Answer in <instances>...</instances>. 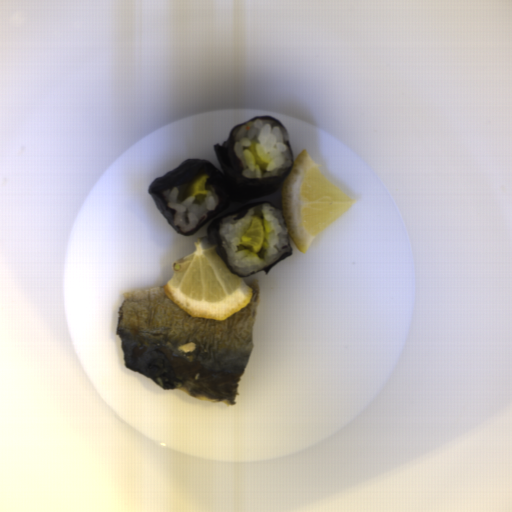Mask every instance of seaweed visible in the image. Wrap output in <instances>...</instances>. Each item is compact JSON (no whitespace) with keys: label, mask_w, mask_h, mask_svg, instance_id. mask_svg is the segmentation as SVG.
<instances>
[{"label":"seaweed","mask_w":512,"mask_h":512,"mask_svg":"<svg viewBox=\"0 0 512 512\" xmlns=\"http://www.w3.org/2000/svg\"><path fill=\"white\" fill-rule=\"evenodd\" d=\"M254 120H271L277 122L286 133L288 131L279 120L270 116L255 117L231 128L228 138L221 145H218L217 143L214 144V155L219 162L224 174L206 159H188L179 165L174 171L168 172L161 177L155 178L148 186V192L151 198L153 199L160 213L175 232L182 236L193 235L217 214L228 208L230 202L246 203L261 197L271 195L282 187L284 180L291 173L294 167L293 149L289 141H287L285 145L291 155L292 164L287 172L266 178H247L242 174L244 169L243 163L238 158L234 150L236 145L235 132L238 128ZM206 173L210 175V178L206 184H212L215 187L216 194L219 199L218 206L209 212L205 221L198 227L194 228L188 233L181 232L173 224L175 212L171 207L165 204L160 193L162 190L176 185L189 184L195 176Z\"/></svg>","instance_id":"1faa68ee"},{"label":"seaweed","mask_w":512,"mask_h":512,"mask_svg":"<svg viewBox=\"0 0 512 512\" xmlns=\"http://www.w3.org/2000/svg\"><path fill=\"white\" fill-rule=\"evenodd\" d=\"M260 204H268L272 207H274L275 209L279 210L280 212L283 213V211H281L277 205H275L274 203H272L271 201H256L254 203H251L249 205H246L244 206L243 208H241L240 210L238 211H235V212H232V213H229V214H226L220 218H217L215 220H213L212 222L209 223L208 227H207V239L211 242L212 245H216V251H217V254L218 256L220 257V259L224 262V264L228 267V269L231 271V273L233 275H236L238 276L239 278H247L249 276H252L256 273H259V272H264L268 275L269 271L277 264L279 263L281 260L289 257V256H292L293 254V251H292V247H291V243L289 241V251L287 253H285L281 258H279L277 261H275L274 263L258 270V271H255V272H251V273H247L246 275H240L238 274L236 271H234L230 264H229V261H228V255H227V252L222 244V241H221V238L218 234V231H219V227H220V223L222 221L223 218H225L226 216L228 215H235V217L233 218V221H239L241 219H243L248 211L255 207V206H258Z\"/></svg>","instance_id":"45ffbabd"}]
</instances>
